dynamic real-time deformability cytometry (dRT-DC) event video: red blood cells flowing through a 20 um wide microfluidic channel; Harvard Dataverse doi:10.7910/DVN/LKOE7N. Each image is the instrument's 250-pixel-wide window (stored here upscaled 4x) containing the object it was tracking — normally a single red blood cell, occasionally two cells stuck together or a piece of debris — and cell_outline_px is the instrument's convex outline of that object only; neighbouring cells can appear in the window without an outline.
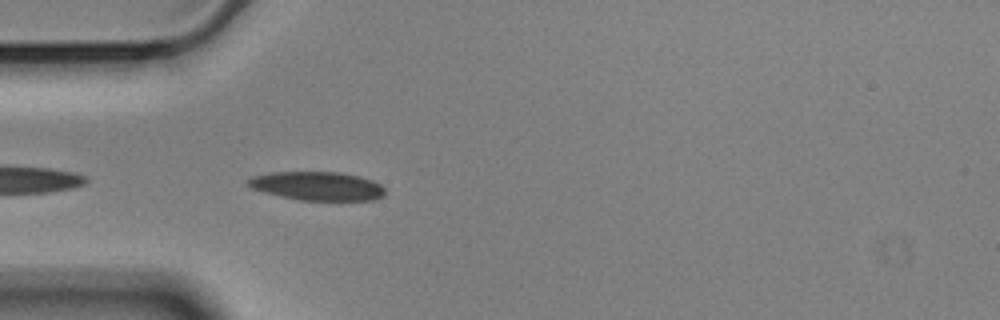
{"species": "Egyptian fruit bat (a non-hibernating species)", "species_latin": "Rousettus aegyptiacus", "temperature_condition": "cold", "stored_images_in_passage": 7, "camera_frame_rate_fps": 3000, "um_per_image_px": 0.085, "animal": {"sex": "male"}, "frame": {"image": 1, "passage_image": 2, "time_ms": 0.333, "image_size_px": [1000, 320], "cell_outline_px": [[384, 196], [376, 200], [300, 200], [280, 196], [264, 192], [252, 188], [244, 184], [244, 180], [252, 176], [272, 172], [340, 172], [360, 176], [372, 180], [380, 184], [384, 188]], "centroid_in_image_um": [26.94, 15.81], "position_along_channel_um": 58.1, "area_um2": 23.12}}